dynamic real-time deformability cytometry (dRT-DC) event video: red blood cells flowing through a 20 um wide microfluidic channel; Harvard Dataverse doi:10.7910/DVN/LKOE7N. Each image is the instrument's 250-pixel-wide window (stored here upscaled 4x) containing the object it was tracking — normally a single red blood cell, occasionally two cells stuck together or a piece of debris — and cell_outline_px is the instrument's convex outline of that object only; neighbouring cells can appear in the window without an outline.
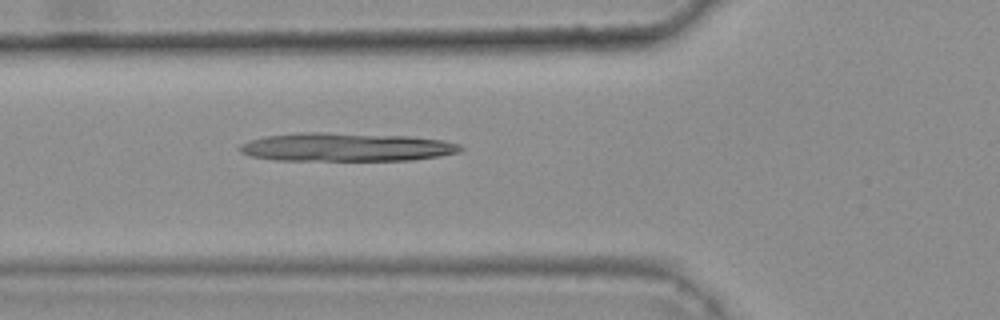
{"species": "common noctule bat (a hibernating species)", "species_latin": "Nyctalus noctula", "temperature_condition": "warm", "stored_images_in_passage": 48, "camera_frame_rate_fps": 3000, "um_per_image_px": 0.085, "animal": {"sex": "female", "body_mass_g": 25.1}, "frame": {"image": 1, "passage_image": 19, "time_ms": 6.0, "image_size_px": [1000, 320], "cell_outline_px": [[464, 148], [460, 152], [440, 156], [412, 160], [276, 160], [248, 156], [240, 152], [236, 148], [240, 144], [248, 140], [264, 136], [300, 132], [324, 132], [408, 136], [444, 140], [460, 144]], "centroid_in_image_um": [29.39, 12.5], "position_along_channel_um": 96.4, "area_um2": 36.99}}
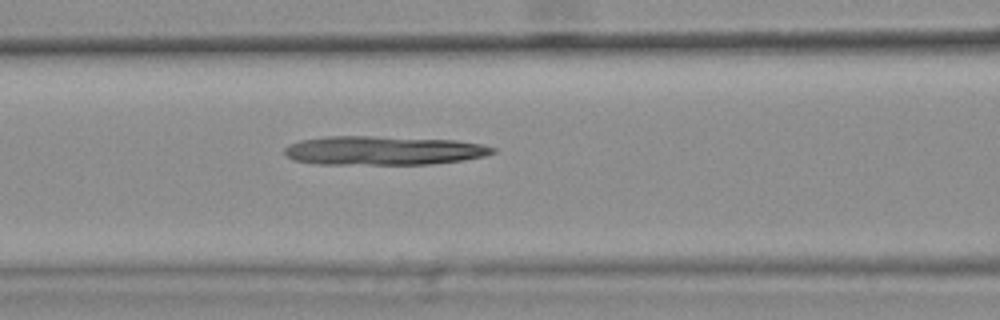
{"frame": {"image": 2, "passage_image": 22, "time_ms": 7.0, "image_size_px": [1000, 320], "cell_outline_px": [[496, 152], [484, 156], [464, 160], [432, 164], [316, 164], [296, 160], [288, 156], [284, 152], [284, 148], [288, 144], [300, 140], [324, 136], [368, 136], [456, 140], [484, 144], [496, 148]], "centroid_in_image_um": [32.61, 12.79], "position_along_channel_um": 134.0, "area_um2": 35.26}}
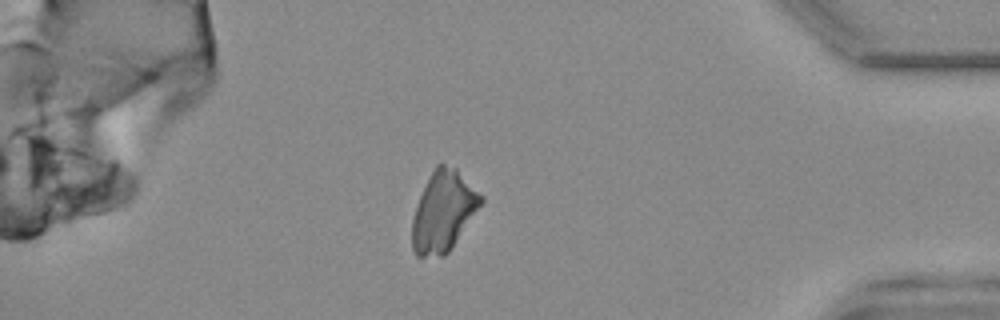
{"frame": {"image": 3, "passage_image": 46, "time_ms": 15.0, "image_size_px": [1000, 320], "cell_outline_px": [[484, 200], [448, 252], [444, 256], [416, 256], [412, 248], [412, 220], [416, 204], [436, 164], [444, 164], [456, 168], [484, 196]], "centroid_in_image_um": [37.68, 17.96], "position_along_channel_um": 397.5, "area_um2": 31.79}}